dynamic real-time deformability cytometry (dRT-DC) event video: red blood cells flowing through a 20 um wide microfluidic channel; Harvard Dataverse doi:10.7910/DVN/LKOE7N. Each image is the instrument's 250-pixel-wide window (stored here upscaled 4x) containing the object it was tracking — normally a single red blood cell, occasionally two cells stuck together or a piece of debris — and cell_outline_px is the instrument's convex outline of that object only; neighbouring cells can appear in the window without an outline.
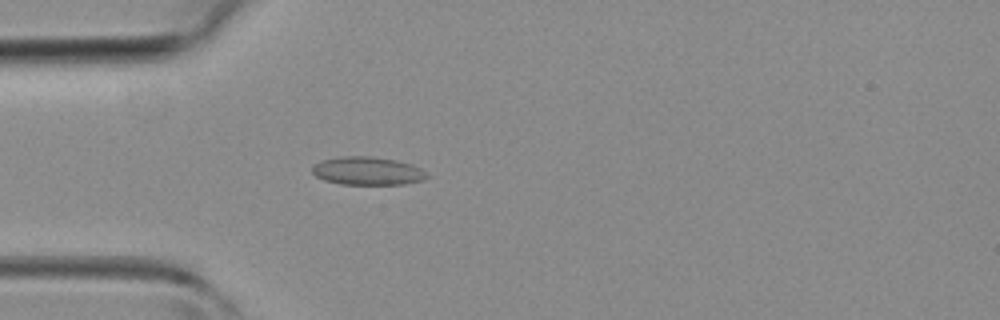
{"species": "common noctule bat (a hibernating species)", "species_latin": "Nyctalus noctula", "temperature_condition": "room temperature", "stored_images_in_passage": 12, "camera_frame_rate_fps": 3000, "um_per_image_px": 0.085, "animal": {"sex": "female", "body_mass_g": 19.3, "forearm_length_mm": 54.1}, "frame": {"image": 1, "passage_image": 4, "time_ms": 1.0, "image_size_px": [1000, 320], "cell_outline_px": [[432, 176], [424, 180], [404, 184], [340, 184], [324, 180], [316, 176], [312, 172], [312, 164], [324, 160], [340, 156], [372, 156], [396, 160], [412, 164], [420, 168]], "centroid_in_image_um": [31.27, 14.53], "position_along_channel_um": 53.7, "area_um2": 19.02}}
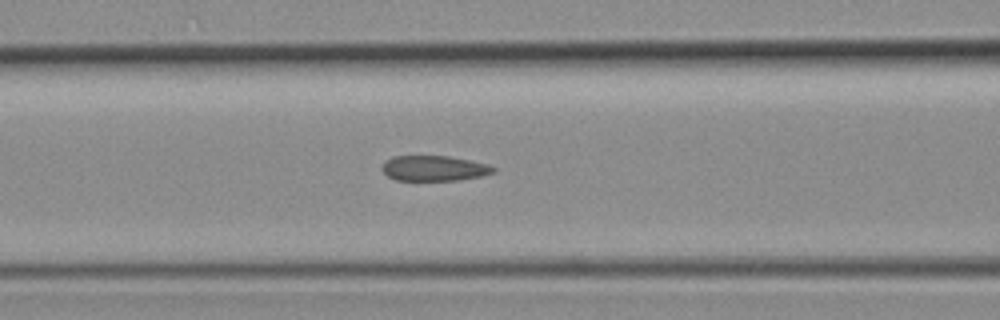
{"frame": {"image": 2, "passage_image": 9, "time_ms": 2.667, "image_size_px": [1000, 320], "cell_outline_px": [[496, 172], [484, 176], [460, 180], [396, 180], [388, 176], [380, 168], [392, 156], [448, 156], [488, 164], [496, 168]], "centroid_in_image_um": [36.94, 14.31], "position_along_channel_um": 129.7, "area_um2": 16.42}}
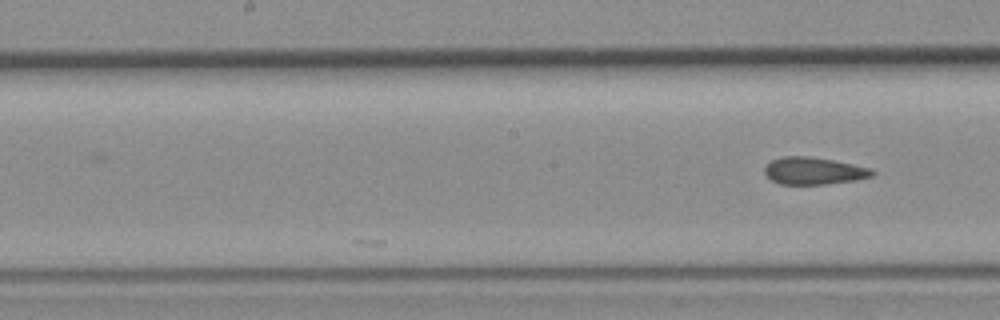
{"frame": {"image": 3, "passage_image": 12, "time_ms": 3.667, "image_size_px": [1000, 320], "cell_outline_px": [[876, 172], [872, 176], [856, 180], [824, 184], [780, 184], [772, 180], [764, 172], [764, 168], [772, 160], [784, 156], [808, 156], [832, 160], [872, 168]], "centroid_in_image_um": [69.19, 14.52], "position_along_channel_um": 179.0, "area_um2": 16.94}}